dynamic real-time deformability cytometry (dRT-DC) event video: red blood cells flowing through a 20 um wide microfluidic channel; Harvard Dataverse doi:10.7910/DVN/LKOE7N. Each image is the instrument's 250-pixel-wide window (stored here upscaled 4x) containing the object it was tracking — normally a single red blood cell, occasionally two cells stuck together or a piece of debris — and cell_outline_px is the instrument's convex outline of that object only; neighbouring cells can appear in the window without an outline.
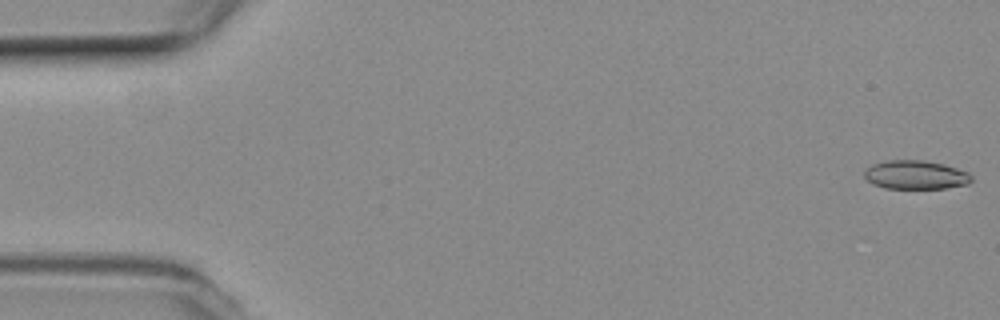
{"species": "common noctule bat (a hibernating species)", "species_latin": "Nyctalus noctula", "temperature_condition": "room temperature", "stored_images_in_passage": 23, "camera_frame_rate_fps": 3000, "um_per_image_px": 0.085, "animal": {"sex": "female", "body_mass_g": 19.3, "forearm_length_mm": 54.1}, "frame": {"image": 1, "passage_image": 1, "time_ms": 0.0, "image_size_px": [1000, 320], "cell_outline_px": [[972, 180], [968, 184], [944, 188], [884, 188], [872, 184], [864, 176], [864, 168], [872, 164], [888, 160], [924, 160], [944, 164], [968, 172], [972, 176]], "centroid_in_image_um": [77.8, 14.85], "position_along_channel_um": 7.2, "area_um2": 18.03}}
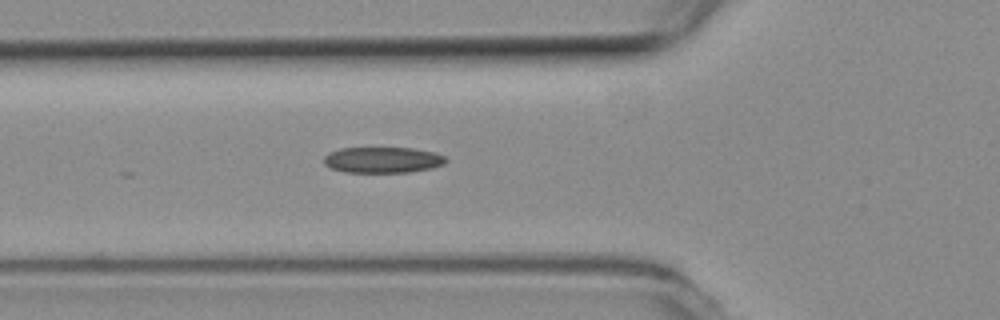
{"frame": {"image": 2, "passage_image": 19, "time_ms": 6.0, "image_size_px": [1000, 320], "cell_outline_px": [[448, 160], [444, 164], [432, 168], [408, 172], [344, 172], [332, 168], [324, 164], [324, 156], [328, 152], [340, 148], [412, 148], [436, 152], [444, 156]], "centroid_in_image_um": [32.53, 13.59], "position_along_channel_um": 93.3, "area_um2": 18.5}}
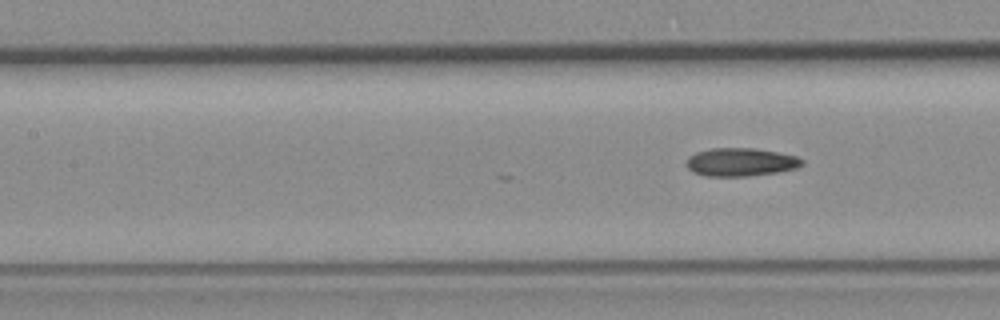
{"frame": {"image": 3, "passage_image": 23, "time_ms": 7.333, "image_size_px": [1000, 320], "cell_outline_px": [[804, 164], [796, 168], [776, 172], [748, 176], [704, 176], [692, 172], [688, 168], [688, 156], [696, 152], [712, 148], [756, 148], [796, 156], [804, 160]], "centroid_in_image_um": [62.95, 13.78], "position_along_channel_um": 144.4, "area_um2": 18.96}}